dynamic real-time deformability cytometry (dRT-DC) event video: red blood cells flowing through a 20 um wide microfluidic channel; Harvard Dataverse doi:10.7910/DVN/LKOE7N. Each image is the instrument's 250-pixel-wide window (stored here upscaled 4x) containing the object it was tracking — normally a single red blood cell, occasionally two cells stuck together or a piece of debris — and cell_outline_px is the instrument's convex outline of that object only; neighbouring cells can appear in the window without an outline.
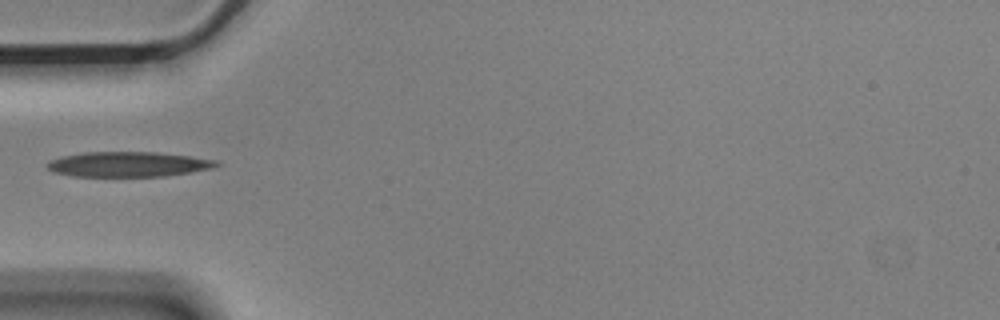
{"species": "Egyptian fruit bat (a non-hibernating species)", "species_latin": "Rousettus aegyptiacus", "temperature_condition": "cold", "stored_images_in_passage": 5, "camera_frame_rate_fps": 3000, "um_per_image_px": 0.085, "animal": {"sex": "male"}, "frame": {"image": 1, "passage_image": 5, "time_ms": 1.333, "image_size_px": [1000, 320], "cell_outline_px": [[220, 164], [212, 168], [192, 172], [164, 176], [72, 176], [56, 172], [48, 168], [48, 164], [52, 160], [60, 156], [84, 152], [156, 152], [188, 156], [216, 160]], "centroid_in_image_um": [10.92, 13.96], "position_along_channel_um": 74.1, "area_um2": 24.45}}